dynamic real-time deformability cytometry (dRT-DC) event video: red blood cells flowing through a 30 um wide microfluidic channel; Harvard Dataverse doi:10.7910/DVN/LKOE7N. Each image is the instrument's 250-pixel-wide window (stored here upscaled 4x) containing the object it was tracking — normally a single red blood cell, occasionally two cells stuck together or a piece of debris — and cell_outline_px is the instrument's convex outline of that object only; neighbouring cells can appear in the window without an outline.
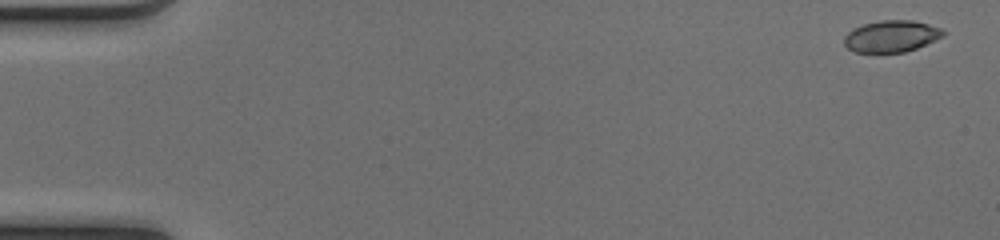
{"species": "common noctule bat (a hibernating species)", "species_latin": "Nyctalus noctula", "temperature_condition": "cold", "stored_images_in_passage": 50, "camera_frame_rate_fps": 3000, "um_per_image_px": 0.085, "animal": {"sex": "female", "body_mass_g": 17.0, "forearm_length_mm": 48.0}, "frame": {"image": 1, "passage_image": 1, "time_ms": 0.0, "image_size_px": [1000, 240], "cell_outline_px": [[944, 36], [936, 40], [916, 48], [904, 52], [856, 52], [848, 48], [844, 44], [844, 36], [852, 28], [864, 24], [880, 20], [912, 20], [928, 24], [940, 28], [944, 32]], "centroid_in_image_um": [75.75, 3.07], "position_along_channel_um": 9.2, "area_um2": 18.21}}
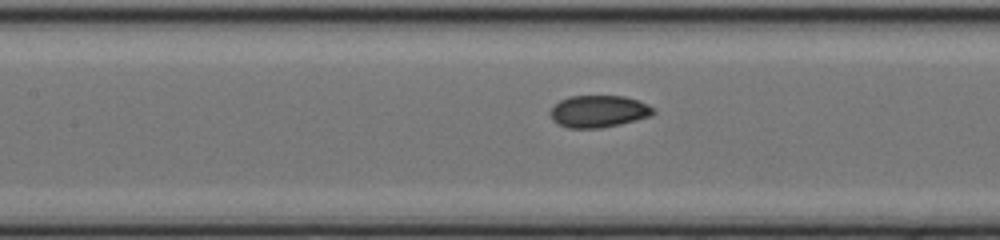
{"frame": {"image": 2, "passage_image": 23, "time_ms": 7.333, "image_size_px": [1000, 240], "cell_outline_px": [[656, 112], [652, 116], [620, 124], [600, 128], [568, 128], [552, 120], [548, 112], [560, 100], [568, 96], [624, 96], [640, 100], [648, 104]], "centroid_in_image_um": [50.89, 9.46], "position_along_channel_um": 156.5, "area_um2": 19.36}}
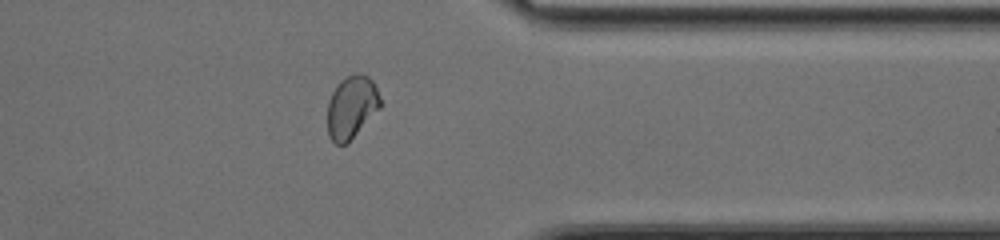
{"frame": {"image": 3, "passage_image": 40, "time_ms": 13.0, "image_size_px": [1000, 240], "cell_outline_px": [[380, 108], [348, 144], [336, 144], [328, 136], [328, 100], [336, 84], [340, 80], [356, 72], [360, 72], [368, 76], [372, 80], [380, 96]], "centroid_in_image_um": [29.88, 9.1], "position_along_channel_um": 381.5, "area_um2": 19.54}, "authors_computed_cell_mechanics": {"area_um2": 19.1896, "velocity_mm_per_s": 4.1277, "shape_relaxation_time_tau1_ms": null, "shape_relaxation_time_tau2_ms": 1.3407, "deformation_change_tau1": null, "deformation_change_tau2": 0.0482}}